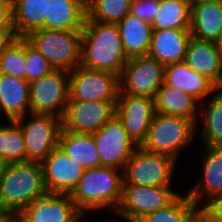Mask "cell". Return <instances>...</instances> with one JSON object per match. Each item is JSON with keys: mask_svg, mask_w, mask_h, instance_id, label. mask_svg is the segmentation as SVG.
<instances>
[{"mask_svg": "<svg viewBox=\"0 0 222 222\" xmlns=\"http://www.w3.org/2000/svg\"><path fill=\"white\" fill-rule=\"evenodd\" d=\"M128 60L117 23L92 21L86 17L81 30L79 65L120 76Z\"/></svg>", "mask_w": 222, "mask_h": 222, "instance_id": "cell-1", "label": "cell"}, {"mask_svg": "<svg viewBox=\"0 0 222 222\" xmlns=\"http://www.w3.org/2000/svg\"><path fill=\"white\" fill-rule=\"evenodd\" d=\"M123 183L122 169L94 167L85 169L77 186L69 195L81 213L102 208L115 212L121 201Z\"/></svg>", "mask_w": 222, "mask_h": 222, "instance_id": "cell-2", "label": "cell"}, {"mask_svg": "<svg viewBox=\"0 0 222 222\" xmlns=\"http://www.w3.org/2000/svg\"><path fill=\"white\" fill-rule=\"evenodd\" d=\"M47 193L40 162L9 163L0 176V204L17 215Z\"/></svg>", "mask_w": 222, "mask_h": 222, "instance_id": "cell-3", "label": "cell"}, {"mask_svg": "<svg viewBox=\"0 0 222 222\" xmlns=\"http://www.w3.org/2000/svg\"><path fill=\"white\" fill-rule=\"evenodd\" d=\"M196 127L197 124L189 118L155 112L145 140L139 147L147 152L170 156L177 161L179 152L192 143Z\"/></svg>", "mask_w": 222, "mask_h": 222, "instance_id": "cell-4", "label": "cell"}, {"mask_svg": "<svg viewBox=\"0 0 222 222\" xmlns=\"http://www.w3.org/2000/svg\"><path fill=\"white\" fill-rule=\"evenodd\" d=\"M24 39L55 70L72 71L79 66L81 30L38 29Z\"/></svg>", "mask_w": 222, "mask_h": 222, "instance_id": "cell-5", "label": "cell"}, {"mask_svg": "<svg viewBox=\"0 0 222 222\" xmlns=\"http://www.w3.org/2000/svg\"><path fill=\"white\" fill-rule=\"evenodd\" d=\"M176 160L138 147L123 168V185L171 186Z\"/></svg>", "mask_w": 222, "mask_h": 222, "instance_id": "cell-6", "label": "cell"}, {"mask_svg": "<svg viewBox=\"0 0 222 222\" xmlns=\"http://www.w3.org/2000/svg\"><path fill=\"white\" fill-rule=\"evenodd\" d=\"M15 122L20 126L25 141L26 162H42L59 144L62 120L52 115L29 113Z\"/></svg>", "mask_w": 222, "mask_h": 222, "instance_id": "cell-7", "label": "cell"}, {"mask_svg": "<svg viewBox=\"0 0 222 222\" xmlns=\"http://www.w3.org/2000/svg\"><path fill=\"white\" fill-rule=\"evenodd\" d=\"M29 85L30 113L62 119L69 101V72L53 70Z\"/></svg>", "mask_w": 222, "mask_h": 222, "instance_id": "cell-8", "label": "cell"}, {"mask_svg": "<svg viewBox=\"0 0 222 222\" xmlns=\"http://www.w3.org/2000/svg\"><path fill=\"white\" fill-rule=\"evenodd\" d=\"M171 186L123 185L117 212L128 222H138L147 214L169 205L178 195Z\"/></svg>", "mask_w": 222, "mask_h": 222, "instance_id": "cell-9", "label": "cell"}, {"mask_svg": "<svg viewBox=\"0 0 222 222\" xmlns=\"http://www.w3.org/2000/svg\"><path fill=\"white\" fill-rule=\"evenodd\" d=\"M119 75L78 66L69 72V101H117Z\"/></svg>", "mask_w": 222, "mask_h": 222, "instance_id": "cell-10", "label": "cell"}, {"mask_svg": "<svg viewBox=\"0 0 222 222\" xmlns=\"http://www.w3.org/2000/svg\"><path fill=\"white\" fill-rule=\"evenodd\" d=\"M164 82V66L148 55L130 58L119 76L120 91L155 98Z\"/></svg>", "mask_w": 222, "mask_h": 222, "instance_id": "cell-11", "label": "cell"}, {"mask_svg": "<svg viewBox=\"0 0 222 222\" xmlns=\"http://www.w3.org/2000/svg\"><path fill=\"white\" fill-rule=\"evenodd\" d=\"M117 101H68L62 129L79 134H94L116 115Z\"/></svg>", "mask_w": 222, "mask_h": 222, "instance_id": "cell-12", "label": "cell"}, {"mask_svg": "<svg viewBox=\"0 0 222 222\" xmlns=\"http://www.w3.org/2000/svg\"><path fill=\"white\" fill-rule=\"evenodd\" d=\"M92 136L98 148L100 166L123 170L126 162L138 148L116 115Z\"/></svg>", "mask_w": 222, "mask_h": 222, "instance_id": "cell-13", "label": "cell"}, {"mask_svg": "<svg viewBox=\"0 0 222 222\" xmlns=\"http://www.w3.org/2000/svg\"><path fill=\"white\" fill-rule=\"evenodd\" d=\"M154 113V98L127 93L118 94L116 116L138 147L145 140Z\"/></svg>", "mask_w": 222, "mask_h": 222, "instance_id": "cell-14", "label": "cell"}, {"mask_svg": "<svg viewBox=\"0 0 222 222\" xmlns=\"http://www.w3.org/2000/svg\"><path fill=\"white\" fill-rule=\"evenodd\" d=\"M81 213L69 194L47 193L26 206L18 215V222H82Z\"/></svg>", "mask_w": 222, "mask_h": 222, "instance_id": "cell-15", "label": "cell"}, {"mask_svg": "<svg viewBox=\"0 0 222 222\" xmlns=\"http://www.w3.org/2000/svg\"><path fill=\"white\" fill-rule=\"evenodd\" d=\"M41 166L48 193L70 194L85 171L59 146L41 162Z\"/></svg>", "mask_w": 222, "mask_h": 222, "instance_id": "cell-16", "label": "cell"}, {"mask_svg": "<svg viewBox=\"0 0 222 222\" xmlns=\"http://www.w3.org/2000/svg\"><path fill=\"white\" fill-rule=\"evenodd\" d=\"M184 62L222 88V54L215 42L191 37Z\"/></svg>", "mask_w": 222, "mask_h": 222, "instance_id": "cell-17", "label": "cell"}, {"mask_svg": "<svg viewBox=\"0 0 222 222\" xmlns=\"http://www.w3.org/2000/svg\"><path fill=\"white\" fill-rule=\"evenodd\" d=\"M190 29L153 30L148 56L166 66L185 60Z\"/></svg>", "mask_w": 222, "mask_h": 222, "instance_id": "cell-18", "label": "cell"}, {"mask_svg": "<svg viewBox=\"0 0 222 222\" xmlns=\"http://www.w3.org/2000/svg\"><path fill=\"white\" fill-rule=\"evenodd\" d=\"M206 156L202 162V181L196 183L187 196L198 206L203 200L207 202L222 194V147L205 146Z\"/></svg>", "mask_w": 222, "mask_h": 222, "instance_id": "cell-19", "label": "cell"}, {"mask_svg": "<svg viewBox=\"0 0 222 222\" xmlns=\"http://www.w3.org/2000/svg\"><path fill=\"white\" fill-rule=\"evenodd\" d=\"M164 83L191 94L199 102L218 89L210 79L194 71L184 61L164 66Z\"/></svg>", "mask_w": 222, "mask_h": 222, "instance_id": "cell-20", "label": "cell"}, {"mask_svg": "<svg viewBox=\"0 0 222 222\" xmlns=\"http://www.w3.org/2000/svg\"><path fill=\"white\" fill-rule=\"evenodd\" d=\"M30 113V85L19 79L0 73V120L15 121Z\"/></svg>", "mask_w": 222, "mask_h": 222, "instance_id": "cell-21", "label": "cell"}, {"mask_svg": "<svg viewBox=\"0 0 222 222\" xmlns=\"http://www.w3.org/2000/svg\"><path fill=\"white\" fill-rule=\"evenodd\" d=\"M86 17L83 0H49L44 29L82 30Z\"/></svg>", "mask_w": 222, "mask_h": 222, "instance_id": "cell-22", "label": "cell"}, {"mask_svg": "<svg viewBox=\"0 0 222 222\" xmlns=\"http://www.w3.org/2000/svg\"><path fill=\"white\" fill-rule=\"evenodd\" d=\"M117 27L128 59L148 54L153 31L150 22L128 14Z\"/></svg>", "mask_w": 222, "mask_h": 222, "instance_id": "cell-23", "label": "cell"}, {"mask_svg": "<svg viewBox=\"0 0 222 222\" xmlns=\"http://www.w3.org/2000/svg\"><path fill=\"white\" fill-rule=\"evenodd\" d=\"M222 29V0L205 2L191 7V37L215 41Z\"/></svg>", "mask_w": 222, "mask_h": 222, "instance_id": "cell-24", "label": "cell"}, {"mask_svg": "<svg viewBox=\"0 0 222 222\" xmlns=\"http://www.w3.org/2000/svg\"><path fill=\"white\" fill-rule=\"evenodd\" d=\"M198 102L191 94L178 91L164 82L154 98L155 112L189 118L196 124L199 117Z\"/></svg>", "mask_w": 222, "mask_h": 222, "instance_id": "cell-25", "label": "cell"}, {"mask_svg": "<svg viewBox=\"0 0 222 222\" xmlns=\"http://www.w3.org/2000/svg\"><path fill=\"white\" fill-rule=\"evenodd\" d=\"M49 0H12V23L17 38L44 29Z\"/></svg>", "mask_w": 222, "mask_h": 222, "instance_id": "cell-26", "label": "cell"}, {"mask_svg": "<svg viewBox=\"0 0 222 222\" xmlns=\"http://www.w3.org/2000/svg\"><path fill=\"white\" fill-rule=\"evenodd\" d=\"M58 146L84 169L100 166L98 148L92 134H79L62 129Z\"/></svg>", "mask_w": 222, "mask_h": 222, "instance_id": "cell-27", "label": "cell"}, {"mask_svg": "<svg viewBox=\"0 0 222 222\" xmlns=\"http://www.w3.org/2000/svg\"><path fill=\"white\" fill-rule=\"evenodd\" d=\"M138 222H202V208H198L187 194H179L169 205Z\"/></svg>", "mask_w": 222, "mask_h": 222, "instance_id": "cell-28", "label": "cell"}, {"mask_svg": "<svg viewBox=\"0 0 222 222\" xmlns=\"http://www.w3.org/2000/svg\"><path fill=\"white\" fill-rule=\"evenodd\" d=\"M191 7L185 0H160V8L150 23L153 30L190 29Z\"/></svg>", "mask_w": 222, "mask_h": 222, "instance_id": "cell-29", "label": "cell"}, {"mask_svg": "<svg viewBox=\"0 0 222 222\" xmlns=\"http://www.w3.org/2000/svg\"><path fill=\"white\" fill-rule=\"evenodd\" d=\"M200 117L203 126L199 135L204 141V146L222 147V88L213 93L208 106L201 110Z\"/></svg>", "mask_w": 222, "mask_h": 222, "instance_id": "cell-30", "label": "cell"}, {"mask_svg": "<svg viewBox=\"0 0 222 222\" xmlns=\"http://www.w3.org/2000/svg\"><path fill=\"white\" fill-rule=\"evenodd\" d=\"M8 124L0 125V155L9 163L26 162L22 130L15 121H8Z\"/></svg>", "mask_w": 222, "mask_h": 222, "instance_id": "cell-31", "label": "cell"}, {"mask_svg": "<svg viewBox=\"0 0 222 222\" xmlns=\"http://www.w3.org/2000/svg\"><path fill=\"white\" fill-rule=\"evenodd\" d=\"M132 0H95L87 8V18L103 23H118L129 14Z\"/></svg>", "mask_w": 222, "mask_h": 222, "instance_id": "cell-32", "label": "cell"}, {"mask_svg": "<svg viewBox=\"0 0 222 222\" xmlns=\"http://www.w3.org/2000/svg\"><path fill=\"white\" fill-rule=\"evenodd\" d=\"M25 39L17 38L0 55V73L25 79Z\"/></svg>", "mask_w": 222, "mask_h": 222, "instance_id": "cell-33", "label": "cell"}, {"mask_svg": "<svg viewBox=\"0 0 222 222\" xmlns=\"http://www.w3.org/2000/svg\"><path fill=\"white\" fill-rule=\"evenodd\" d=\"M25 80L29 83L50 74L52 65L25 40Z\"/></svg>", "mask_w": 222, "mask_h": 222, "instance_id": "cell-34", "label": "cell"}, {"mask_svg": "<svg viewBox=\"0 0 222 222\" xmlns=\"http://www.w3.org/2000/svg\"><path fill=\"white\" fill-rule=\"evenodd\" d=\"M160 8V0H132L129 14L152 22Z\"/></svg>", "mask_w": 222, "mask_h": 222, "instance_id": "cell-35", "label": "cell"}, {"mask_svg": "<svg viewBox=\"0 0 222 222\" xmlns=\"http://www.w3.org/2000/svg\"><path fill=\"white\" fill-rule=\"evenodd\" d=\"M202 208V222H222V194L211 199Z\"/></svg>", "mask_w": 222, "mask_h": 222, "instance_id": "cell-36", "label": "cell"}, {"mask_svg": "<svg viewBox=\"0 0 222 222\" xmlns=\"http://www.w3.org/2000/svg\"><path fill=\"white\" fill-rule=\"evenodd\" d=\"M0 28H13L12 3H0Z\"/></svg>", "mask_w": 222, "mask_h": 222, "instance_id": "cell-37", "label": "cell"}, {"mask_svg": "<svg viewBox=\"0 0 222 222\" xmlns=\"http://www.w3.org/2000/svg\"><path fill=\"white\" fill-rule=\"evenodd\" d=\"M17 39L13 28H0V55Z\"/></svg>", "mask_w": 222, "mask_h": 222, "instance_id": "cell-38", "label": "cell"}, {"mask_svg": "<svg viewBox=\"0 0 222 222\" xmlns=\"http://www.w3.org/2000/svg\"><path fill=\"white\" fill-rule=\"evenodd\" d=\"M0 222H17V214L9 209H0Z\"/></svg>", "mask_w": 222, "mask_h": 222, "instance_id": "cell-39", "label": "cell"}, {"mask_svg": "<svg viewBox=\"0 0 222 222\" xmlns=\"http://www.w3.org/2000/svg\"><path fill=\"white\" fill-rule=\"evenodd\" d=\"M8 165L9 162L2 155H0V176L5 172Z\"/></svg>", "mask_w": 222, "mask_h": 222, "instance_id": "cell-40", "label": "cell"}, {"mask_svg": "<svg viewBox=\"0 0 222 222\" xmlns=\"http://www.w3.org/2000/svg\"><path fill=\"white\" fill-rule=\"evenodd\" d=\"M185 1L190 7H193V6H196L201 3L211 2V1H215V0H185Z\"/></svg>", "mask_w": 222, "mask_h": 222, "instance_id": "cell-41", "label": "cell"}, {"mask_svg": "<svg viewBox=\"0 0 222 222\" xmlns=\"http://www.w3.org/2000/svg\"><path fill=\"white\" fill-rule=\"evenodd\" d=\"M214 42L216 47L220 50L222 54V29L220 30L219 35Z\"/></svg>", "mask_w": 222, "mask_h": 222, "instance_id": "cell-42", "label": "cell"}, {"mask_svg": "<svg viewBox=\"0 0 222 222\" xmlns=\"http://www.w3.org/2000/svg\"><path fill=\"white\" fill-rule=\"evenodd\" d=\"M95 0H83V3L86 9L94 2Z\"/></svg>", "mask_w": 222, "mask_h": 222, "instance_id": "cell-43", "label": "cell"}, {"mask_svg": "<svg viewBox=\"0 0 222 222\" xmlns=\"http://www.w3.org/2000/svg\"><path fill=\"white\" fill-rule=\"evenodd\" d=\"M0 3H12V0H0Z\"/></svg>", "mask_w": 222, "mask_h": 222, "instance_id": "cell-44", "label": "cell"}, {"mask_svg": "<svg viewBox=\"0 0 222 222\" xmlns=\"http://www.w3.org/2000/svg\"><path fill=\"white\" fill-rule=\"evenodd\" d=\"M101 222H119V221H117V220H103Z\"/></svg>", "mask_w": 222, "mask_h": 222, "instance_id": "cell-45", "label": "cell"}]
</instances>
